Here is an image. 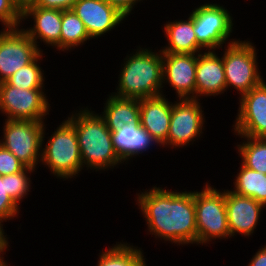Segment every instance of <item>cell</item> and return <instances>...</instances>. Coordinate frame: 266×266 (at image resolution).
<instances>
[{"mask_svg": "<svg viewBox=\"0 0 266 266\" xmlns=\"http://www.w3.org/2000/svg\"><path fill=\"white\" fill-rule=\"evenodd\" d=\"M48 101L44 89H19L6 81L0 83V113L6 119L44 122L51 107Z\"/></svg>", "mask_w": 266, "mask_h": 266, "instance_id": "9", "label": "cell"}, {"mask_svg": "<svg viewBox=\"0 0 266 266\" xmlns=\"http://www.w3.org/2000/svg\"><path fill=\"white\" fill-rule=\"evenodd\" d=\"M84 23L73 10L62 11V25L60 36V50L72 51L90 41Z\"/></svg>", "mask_w": 266, "mask_h": 266, "instance_id": "24", "label": "cell"}, {"mask_svg": "<svg viewBox=\"0 0 266 266\" xmlns=\"http://www.w3.org/2000/svg\"><path fill=\"white\" fill-rule=\"evenodd\" d=\"M227 220L231 238L241 234L250 237L260 222L265 206L251 197L241 196L225 189Z\"/></svg>", "mask_w": 266, "mask_h": 266, "instance_id": "15", "label": "cell"}, {"mask_svg": "<svg viewBox=\"0 0 266 266\" xmlns=\"http://www.w3.org/2000/svg\"><path fill=\"white\" fill-rule=\"evenodd\" d=\"M239 137L243 138V142L236 145L241 162L250 169L266 174V138Z\"/></svg>", "mask_w": 266, "mask_h": 266, "instance_id": "25", "label": "cell"}, {"mask_svg": "<svg viewBox=\"0 0 266 266\" xmlns=\"http://www.w3.org/2000/svg\"><path fill=\"white\" fill-rule=\"evenodd\" d=\"M153 186L136 196L147 234L177 245L197 244L194 191ZM158 237V238H157Z\"/></svg>", "mask_w": 266, "mask_h": 266, "instance_id": "1", "label": "cell"}, {"mask_svg": "<svg viewBox=\"0 0 266 266\" xmlns=\"http://www.w3.org/2000/svg\"><path fill=\"white\" fill-rule=\"evenodd\" d=\"M46 124L42 133L41 165H45L58 179H71L83 169L81 153L74 126L65 118L44 142ZM43 144L44 148H43Z\"/></svg>", "mask_w": 266, "mask_h": 266, "instance_id": "4", "label": "cell"}, {"mask_svg": "<svg viewBox=\"0 0 266 266\" xmlns=\"http://www.w3.org/2000/svg\"><path fill=\"white\" fill-rule=\"evenodd\" d=\"M69 116L66 118L76 131L83 168L108 171L124 163L114 149L112 133L100 113L82 107Z\"/></svg>", "mask_w": 266, "mask_h": 266, "instance_id": "2", "label": "cell"}, {"mask_svg": "<svg viewBox=\"0 0 266 266\" xmlns=\"http://www.w3.org/2000/svg\"><path fill=\"white\" fill-rule=\"evenodd\" d=\"M33 172H36L35 169L25 167L22 171L16 174L6 175L7 194L18 206L23 198H27L26 195H28V192L31 190L32 180L30 175Z\"/></svg>", "mask_w": 266, "mask_h": 266, "instance_id": "27", "label": "cell"}, {"mask_svg": "<svg viewBox=\"0 0 266 266\" xmlns=\"http://www.w3.org/2000/svg\"><path fill=\"white\" fill-rule=\"evenodd\" d=\"M99 254L97 266H147L142 248L127 242H116Z\"/></svg>", "mask_w": 266, "mask_h": 266, "instance_id": "23", "label": "cell"}, {"mask_svg": "<svg viewBox=\"0 0 266 266\" xmlns=\"http://www.w3.org/2000/svg\"><path fill=\"white\" fill-rule=\"evenodd\" d=\"M6 251L0 252V266H8L9 264L7 261L4 260L3 254H5Z\"/></svg>", "mask_w": 266, "mask_h": 266, "instance_id": "35", "label": "cell"}, {"mask_svg": "<svg viewBox=\"0 0 266 266\" xmlns=\"http://www.w3.org/2000/svg\"><path fill=\"white\" fill-rule=\"evenodd\" d=\"M239 96V108L232 127L237 136L266 138V82Z\"/></svg>", "mask_w": 266, "mask_h": 266, "instance_id": "12", "label": "cell"}, {"mask_svg": "<svg viewBox=\"0 0 266 266\" xmlns=\"http://www.w3.org/2000/svg\"><path fill=\"white\" fill-rule=\"evenodd\" d=\"M168 45L161 47L162 53L198 54L205 50L198 42L194 32L193 18L168 21L163 24Z\"/></svg>", "mask_w": 266, "mask_h": 266, "instance_id": "20", "label": "cell"}, {"mask_svg": "<svg viewBox=\"0 0 266 266\" xmlns=\"http://www.w3.org/2000/svg\"><path fill=\"white\" fill-rule=\"evenodd\" d=\"M108 96L100 115L111 132L127 124H140L139 99L121 98L113 94Z\"/></svg>", "mask_w": 266, "mask_h": 266, "instance_id": "21", "label": "cell"}, {"mask_svg": "<svg viewBox=\"0 0 266 266\" xmlns=\"http://www.w3.org/2000/svg\"><path fill=\"white\" fill-rule=\"evenodd\" d=\"M247 266H266V245L258 249Z\"/></svg>", "mask_w": 266, "mask_h": 266, "instance_id": "33", "label": "cell"}, {"mask_svg": "<svg viewBox=\"0 0 266 266\" xmlns=\"http://www.w3.org/2000/svg\"><path fill=\"white\" fill-rule=\"evenodd\" d=\"M43 55L45 54L42 51L30 64L21 67L6 82L19 89H45L44 70L38 64V61H42Z\"/></svg>", "mask_w": 266, "mask_h": 266, "instance_id": "26", "label": "cell"}, {"mask_svg": "<svg viewBox=\"0 0 266 266\" xmlns=\"http://www.w3.org/2000/svg\"><path fill=\"white\" fill-rule=\"evenodd\" d=\"M135 49L121 64L115 96L121 98H148L165 95L163 92L162 52L150 48ZM123 66V67H122ZM163 92V93H162Z\"/></svg>", "mask_w": 266, "mask_h": 266, "instance_id": "3", "label": "cell"}, {"mask_svg": "<svg viewBox=\"0 0 266 266\" xmlns=\"http://www.w3.org/2000/svg\"><path fill=\"white\" fill-rule=\"evenodd\" d=\"M0 22L4 29L22 26V7L16 0H0Z\"/></svg>", "mask_w": 266, "mask_h": 266, "instance_id": "28", "label": "cell"}, {"mask_svg": "<svg viewBox=\"0 0 266 266\" xmlns=\"http://www.w3.org/2000/svg\"><path fill=\"white\" fill-rule=\"evenodd\" d=\"M44 126L45 122L5 119L0 144L26 167L36 169L41 162Z\"/></svg>", "mask_w": 266, "mask_h": 266, "instance_id": "7", "label": "cell"}, {"mask_svg": "<svg viewBox=\"0 0 266 266\" xmlns=\"http://www.w3.org/2000/svg\"><path fill=\"white\" fill-rule=\"evenodd\" d=\"M223 51L226 89L234 88L244 95L264 79L259 70L254 43L248 40L230 39ZM227 46V47H226Z\"/></svg>", "mask_w": 266, "mask_h": 266, "instance_id": "6", "label": "cell"}, {"mask_svg": "<svg viewBox=\"0 0 266 266\" xmlns=\"http://www.w3.org/2000/svg\"><path fill=\"white\" fill-rule=\"evenodd\" d=\"M172 105L164 95L139 99L140 126L158 142L159 147L167 141Z\"/></svg>", "mask_w": 266, "mask_h": 266, "instance_id": "18", "label": "cell"}, {"mask_svg": "<svg viewBox=\"0 0 266 266\" xmlns=\"http://www.w3.org/2000/svg\"><path fill=\"white\" fill-rule=\"evenodd\" d=\"M108 4L117 8L123 15L128 17L130 13L132 14V10L135 8L139 2L143 0H104ZM134 7V8H133Z\"/></svg>", "mask_w": 266, "mask_h": 266, "instance_id": "32", "label": "cell"}, {"mask_svg": "<svg viewBox=\"0 0 266 266\" xmlns=\"http://www.w3.org/2000/svg\"><path fill=\"white\" fill-rule=\"evenodd\" d=\"M197 42L207 50H218L228 41L233 30V17L226 7L217 3L198 5L190 14Z\"/></svg>", "mask_w": 266, "mask_h": 266, "instance_id": "8", "label": "cell"}, {"mask_svg": "<svg viewBox=\"0 0 266 266\" xmlns=\"http://www.w3.org/2000/svg\"><path fill=\"white\" fill-rule=\"evenodd\" d=\"M26 166L12 152L0 144V175L6 176L22 171Z\"/></svg>", "mask_w": 266, "mask_h": 266, "instance_id": "30", "label": "cell"}, {"mask_svg": "<svg viewBox=\"0 0 266 266\" xmlns=\"http://www.w3.org/2000/svg\"><path fill=\"white\" fill-rule=\"evenodd\" d=\"M72 10L84 23L92 39H98L127 20L117 8L104 0H77Z\"/></svg>", "mask_w": 266, "mask_h": 266, "instance_id": "14", "label": "cell"}, {"mask_svg": "<svg viewBox=\"0 0 266 266\" xmlns=\"http://www.w3.org/2000/svg\"><path fill=\"white\" fill-rule=\"evenodd\" d=\"M178 101V102H177ZM172 105L167 141L162 147L189 146L204 133V110L198 99H177ZM191 142V143H190Z\"/></svg>", "mask_w": 266, "mask_h": 266, "instance_id": "10", "label": "cell"}, {"mask_svg": "<svg viewBox=\"0 0 266 266\" xmlns=\"http://www.w3.org/2000/svg\"><path fill=\"white\" fill-rule=\"evenodd\" d=\"M43 50L27 36L22 28L0 31V83L17 70L30 64Z\"/></svg>", "mask_w": 266, "mask_h": 266, "instance_id": "11", "label": "cell"}, {"mask_svg": "<svg viewBox=\"0 0 266 266\" xmlns=\"http://www.w3.org/2000/svg\"><path fill=\"white\" fill-rule=\"evenodd\" d=\"M206 182L203 190L194 191L197 245L231 238L227 220L225 189L220 191Z\"/></svg>", "mask_w": 266, "mask_h": 266, "instance_id": "5", "label": "cell"}, {"mask_svg": "<svg viewBox=\"0 0 266 266\" xmlns=\"http://www.w3.org/2000/svg\"><path fill=\"white\" fill-rule=\"evenodd\" d=\"M76 1L77 0H34L31 4L37 7L66 11L72 10Z\"/></svg>", "mask_w": 266, "mask_h": 266, "instance_id": "31", "label": "cell"}, {"mask_svg": "<svg viewBox=\"0 0 266 266\" xmlns=\"http://www.w3.org/2000/svg\"><path fill=\"white\" fill-rule=\"evenodd\" d=\"M162 63L163 87L168 83L178 99H196L197 54L162 53Z\"/></svg>", "mask_w": 266, "mask_h": 266, "instance_id": "13", "label": "cell"}, {"mask_svg": "<svg viewBox=\"0 0 266 266\" xmlns=\"http://www.w3.org/2000/svg\"><path fill=\"white\" fill-rule=\"evenodd\" d=\"M111 133L114 149L123 162H128L131 158L146 153L153 144L159 145L140 124H127Z\"/></svg>", "mask_w": 266, "mask_h": 266, "instance_id": "19", "label": "cell"}, {"mask_svg": "<svg viewBox=\"0 0 266 266\" xmlns=\"http://www.w3.org/2000/svg\"><path fill=\"white\" fill-rule=\"evenodd\" d=\"M28 18H33V27H21L35 45L39 48L38 43L43 42L46 46L55 47L60 51L62 10L37 7L30 3L22 8V21Z\"/></svg>", "mask_w": 266, "mask_h": 266, "instance_id": "16", "label": "cell"}, {"mask_svg": "<svg viewBox=\"0 0 266 266\" xmlns=\"http://www.w3.org/2000/svg\"><path fill=\"white\" fill-rule=\"evenodd\" d=\"M3 221L0 220V252L6 251L7 248H9V238L6 237L8 235H5L6 233L4 232L5 230L3 229Z\"/></svg>", "mask_w": 266, "mask_h": 266, "instance_id": "34", "label": "cell"}, {"mask_svg": "<svg viewBox=\"0 0 266 266\" xmlns=\"http://www.w3.org/2000/svg\"><path fill=\"white\" fill-rule=\"evenodd\" d=\"M196 99L201 96L209 97L221 95L226 89L225 70L222 56L215 50H208L197 54L196 64Z\"/></svg>", "mask_w": 266, "mask_h": 266, "instance_id": "17", "label": "cell"}, {"mask_svg": "<svg viewBox=\"0 0 266 266\" xmlns=\"http://www.w3.org/2000/svg\"><path fill=\"white\" fill-rule=\"evenodd\" d=\"M20 207L7 194L6 176L0 175V220H12L19 215Z\"/></svg>", "mask_w": 266, "mask_h": 266, "instance_id": "29", "label": "cell"}, {"mask_svg": "<svg viewBox=\"0 0 266 266\" xmlns=\"http://www.w3.org/2000/svg\"><path fill=\"white\" fill-rule=\"evenodd\" d=\"M232 192L251 197L266 207V174L246 167L242 162Z\"/></svg>", "mask_w": 266, "mask_h": 266, "instance_id": "22", "label": "cell"}, {"mask_svg": "<svg viewBox=\"0 0 266 266\" xmlns=\"http://www.w3.org/2000/svg\"><path fill=\"white\" fill-rule=\"evenodd\" d=\"M34 0H19V5L23 8L25 5L32 3Z\"/></svg>", "mask_w": 266, "mask_h": 266, "instance_id": "36", "label": "cell"}]
</instances>
